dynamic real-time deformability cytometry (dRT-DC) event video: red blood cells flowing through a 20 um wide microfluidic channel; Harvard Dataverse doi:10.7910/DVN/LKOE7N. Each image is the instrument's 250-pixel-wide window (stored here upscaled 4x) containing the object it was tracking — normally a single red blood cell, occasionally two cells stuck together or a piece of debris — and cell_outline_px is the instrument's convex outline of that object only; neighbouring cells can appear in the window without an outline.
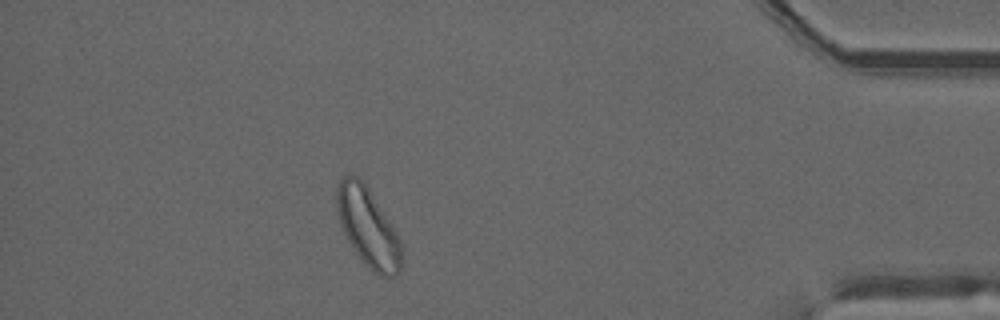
{"species": "common noctule bat (a hibernating species)", "species_latin": "Nyctalus noctula", "temperature_condition": "warm", "stored_images_in_passage": 43, "camera_frame_rate_fps": 3000, "um_per_image_px": 0.085, "animal": {"sex": "male", "forearm_length_mm": 52.5}, "frame": {"image": 1, "passage_image": 37, "time_ms": 12.0, "image_size_px": [1000, 320], "cell_outline_px": [[400, 272], [392, 276], [380, 276], [352, 248], [340, 224], [336, 208], [336, 188], [340, 180], [344, 176], [356, 176], [364, 180], [396, 232], [400, 240]], "centroid_in_image_um": [31.24, 19.25], "position_along_channel_um": 404.0, "area_um2": 29.02}, "authors_computed_cell_mechanics": {"area_um2": 26.3568, "velocity_mm_per_s": 3.9625, "shape_relaxation_time_tau1_ms": null, "shape_relaxation_time_tau2_ms": 1.4905, "deformation_change_tau1": null, "deformation_change_tau2": 0.0694}}